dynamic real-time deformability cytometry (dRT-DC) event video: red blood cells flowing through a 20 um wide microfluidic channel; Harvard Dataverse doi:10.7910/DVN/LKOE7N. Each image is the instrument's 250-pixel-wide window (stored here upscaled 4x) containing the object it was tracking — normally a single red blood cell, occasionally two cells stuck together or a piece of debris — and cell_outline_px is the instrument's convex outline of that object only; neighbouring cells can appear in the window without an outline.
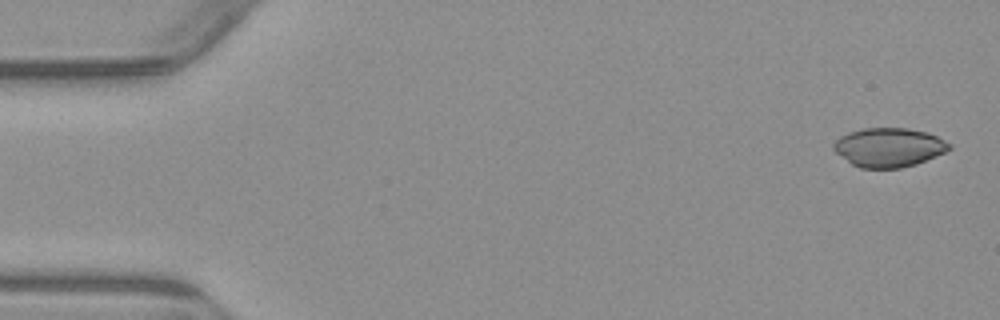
{"species": "common noctule bat (a hibernating species)", "species_latin": "Nyctalus noctula", "temperature_condition": "warm", "stored_images_in_passage": 5, "camera_frame_rate_fps": 3000, "um_per_image_px": 0.085, "animal": {"sex": "male", "body_mass_g": 23.1, "forearm_length_mm": 52.7}, "frame": {"image": 1, "passage_image": 1, "time_ms": 0.0, "image_size_px": [1000, 320], "cell_outline_px": [[952, 148], [944, 152], [916, 164], [900, 168], [860, 168], [852, 164], [836, 152], [832, 148], [832, 144], [840, 136], [848, 132], [864, 128], [908, 128], [928, 132], [952, 144]], "centroid_in_image_um": [75.55, 12.52], "position_along_channel_um": 9.5, "area_um2": 26.3}}
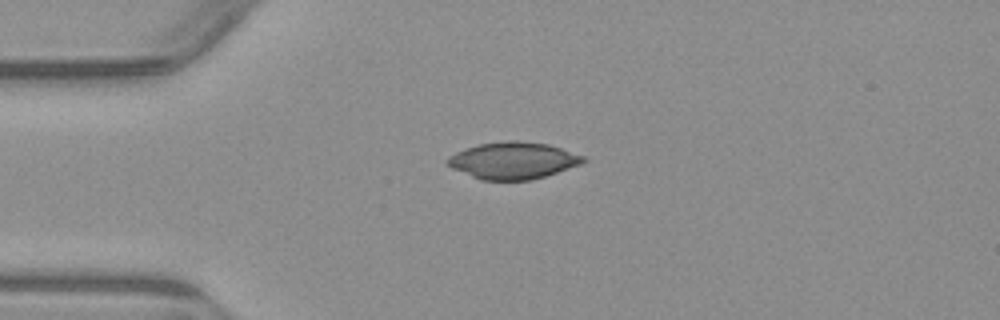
{"frame": {"image": 2, "passage_image": 4, "time_ms": 3.667, "image_size_px": [1000, 320], "cell_outline_px": [[588, 160], [580, 164], [532, 180], [480, 180], [452, 168], [444, 164], [444, 160], [448, 156], [464, 148], [480, 144], [512, 140], [516, 140], [548, 144], [584, 156]], "centroid_in_image_um": [43.56, 13.64], "position_along_channel_um": 41.4, "area_um2": 29.13}}